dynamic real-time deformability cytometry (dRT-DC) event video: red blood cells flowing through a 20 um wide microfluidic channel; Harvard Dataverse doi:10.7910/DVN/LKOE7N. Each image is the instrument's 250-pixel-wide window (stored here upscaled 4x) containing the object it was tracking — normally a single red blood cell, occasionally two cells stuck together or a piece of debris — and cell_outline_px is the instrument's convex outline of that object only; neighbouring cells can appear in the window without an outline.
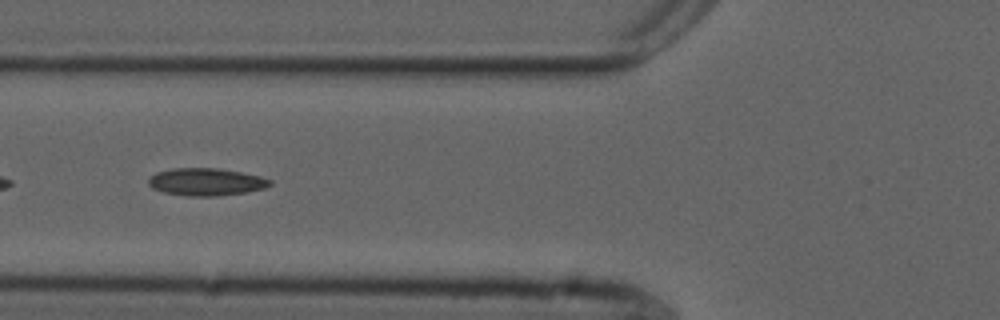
{"species": "common noctule bat (a hibernating species)", "species_latin": "Nyctalus noctula", "temperature_condition": "cold", "stored_images_in_passage": 44, "camera_frame_rate_fps": 3000, "um_per_image_px": 0.085, "animal": {"sex": "male", "forearm_length_mm": 52.5}, "frame": {"image": 1, "passage_image": 11, "time_ms": 3.333, "image_size_px": [1000, 320], "cell_outline_px": [[272, 184], [264, 188], [248, 192], [216, 196], [184, 196], [164, 192], [152, 188], [148, 184], [148, 180], [156, 172], [176, 168], [216, 168], [240, 172], [260, 176], [272, 180]], "centroid_in_image_um": [17.53, 15.47], "position_along_channel_um": 108.3, "area_um2": 19.42}}
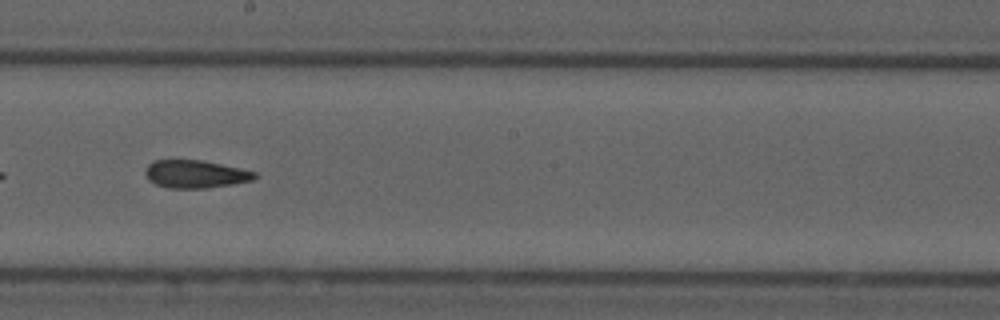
{"frame": {"image": 2, "passage_image": 21, "time_ms": 6.667, "image_size_px": [1000, 320], "cell_outline_px": [[260, 176], [252, 180], [232, 184], [208, 188], [168, 188], [156, 184], [148, 180], [144, 172], [148, 164], [152, 160], [200, 160], [240, 168], [256, 172]], "centroid_in_image_um": [16.6, 14.8], "position_along_channel_um": 231.6, "area_um2": 17.8}}
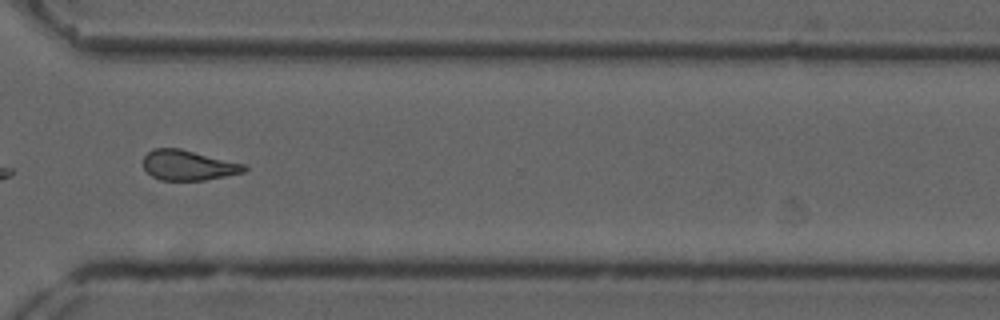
{"frame": {"image": 3, "passage_image": 31, "time_ms": 10.0, "image_size_px": [1000, 320], "cell_outline_px": [[248, 168], [244, 172], [204, 180], [160, 180], [152, 176], [144, 168], [144, 156], [152, 148], [180, 148], [248, 164]], "centroid_in_image_um": [16.04, 14.03], "position_along_channel_um": 354.6, "area_um2": 17.86}, "authors_computed_cell_mechanics": {"area_um2": 18.3226, "velocity_mm_per_s": 3.6938, "shape_relaxation_time_tau1_ms": null, "shape_relaxation_time_tau2_ms": 4.241, "deformation_change_tau1": null, "deformation_change_tau2": 0.141}}